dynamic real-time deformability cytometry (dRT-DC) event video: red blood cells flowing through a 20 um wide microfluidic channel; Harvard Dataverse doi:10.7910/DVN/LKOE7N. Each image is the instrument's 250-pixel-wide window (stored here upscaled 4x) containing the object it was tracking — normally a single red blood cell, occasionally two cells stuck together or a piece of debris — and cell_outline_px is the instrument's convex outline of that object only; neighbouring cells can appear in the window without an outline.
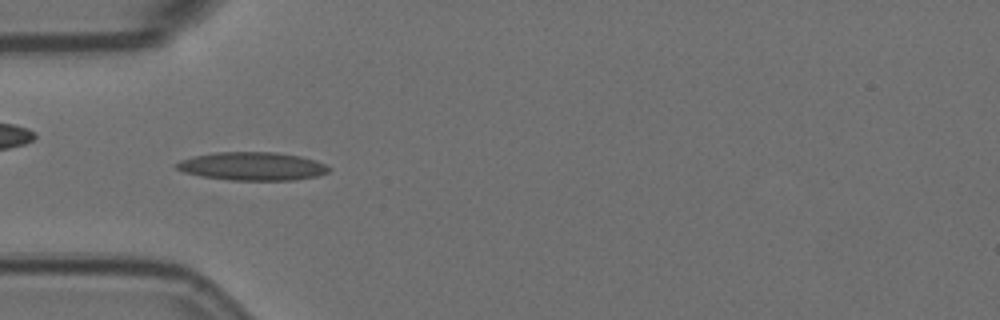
{"species": "Egyptian fruit bat (a non-hibernating species)", "species_latin": "Rousettus aegyptiacus", "temperature_condition": "room temperature", "stored_images_in_passage": 53, "camera_frame_rate_fps": 3000, "um_per_image_px": 0.085, "animal": {"sex": "female"}, "frame": {"image": 1, "passage_image": 14, "time_ms": 4.333, "image_size_px": [1000, 320], "cell_outline_px": [[332, 168], [328, 172], [316, 176], [292, 180], [228, 180], [200, 176], [184, 172], [176, 168], [176, 164], [180, 160], [192, 156], [216, 152], [276, 152], [300, 156], [316, 160]], "centroid_in_image_um": [21.44, 14.13], "position_along_channel_um": 63.6, "area_um2": 25.14}}
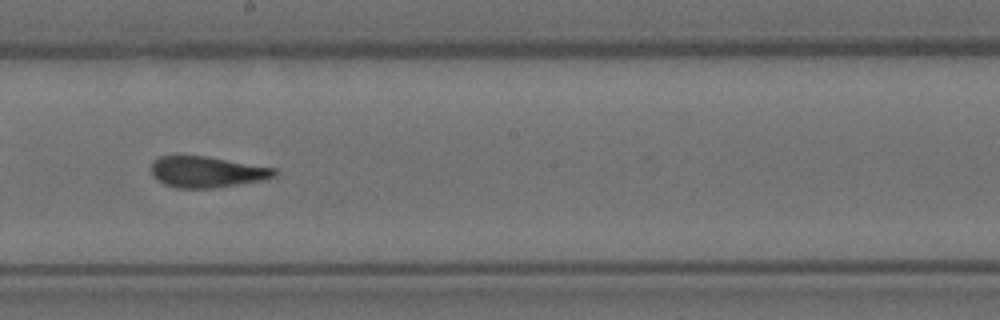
{"frame": {"image": 2, "passage_image": 28, "time_ms": 9.0, "image_size_px": [1000, 320], "cell_outline_px": [[276, 176], [264, 180], [212, 188], [176, 188], [164, 184], [156, 180], [152, 176], [152, 164], [160, 156], [204, 156], [276, 168]], "centroid_in_image_um": [17.58, 14.62], "position_along_channel_um": 230.6, "area_um2": 22.14}}
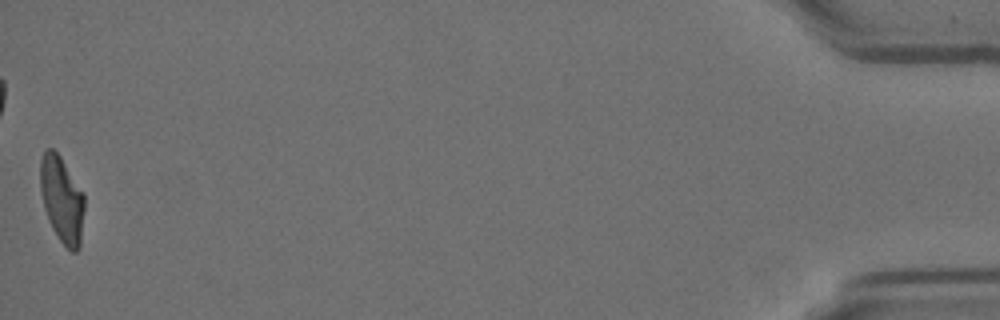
{"frame": {"image": 3, "passage_image": 53, "time_ms": 17.333, "image_size_px": [1000, 320], "cell_outline_px": [[84, 208], [80, 248], [76, 252], [72, 252], [60, 240], [52, 228], [48, 220], [44, 208], [40, 188], [40, 160], [44, 152], [48, 148], [52, 148], [60, 156], [84, 192]], "centroid_in_image_um": [5.26, 16.96], "position_along_channel_um": 429.9, "area_um2": 22.25}, "authors_computed_cell_mechanics": {"area_um2": 22.9466, "velocity_mm_per_s": 3.5809, "shape_relaxation_time_tau1_ms": null, "shape_relaxation_time_tau2_ms": 1.6868, "deformation_change_tau1": null, "deformation_change_tau2": 0.1018}}